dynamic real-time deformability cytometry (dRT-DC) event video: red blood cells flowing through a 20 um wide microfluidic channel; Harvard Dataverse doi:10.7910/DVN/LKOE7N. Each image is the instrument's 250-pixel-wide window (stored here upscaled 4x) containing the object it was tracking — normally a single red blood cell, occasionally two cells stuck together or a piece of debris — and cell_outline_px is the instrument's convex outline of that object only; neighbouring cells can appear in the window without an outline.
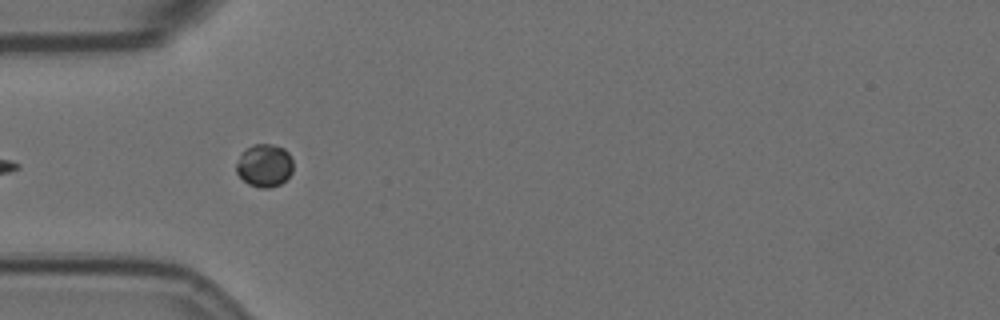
{"species": "Egyptian fruit bat (a non-hibernating species)", "species_latin": "Rousettus aegyptiacus", "temperature_condition": "room temperature", "stored_images_in_passage": 30, "camera_frame_rate_fps": 3000, "um_per_image_px": 0.085, "animal": {"sex": "female"}, "frame": {"image": 1, "passage_image": 5, "time_ms": 1.333, "image_size_px": [1000, 320], "cell_outline_px": [[292, 172], [280, 184], [268, 188], [260, 188], [248, 184], [236, 172], [236, 164], [240, 156], [252, 144], [272, 144], [284, 148], [288, 152], [292, 160]], "centroid_in_image_um": [22.48, 14.06], "position_along_channel_um": 62.5, "area_um2": 14.05}}